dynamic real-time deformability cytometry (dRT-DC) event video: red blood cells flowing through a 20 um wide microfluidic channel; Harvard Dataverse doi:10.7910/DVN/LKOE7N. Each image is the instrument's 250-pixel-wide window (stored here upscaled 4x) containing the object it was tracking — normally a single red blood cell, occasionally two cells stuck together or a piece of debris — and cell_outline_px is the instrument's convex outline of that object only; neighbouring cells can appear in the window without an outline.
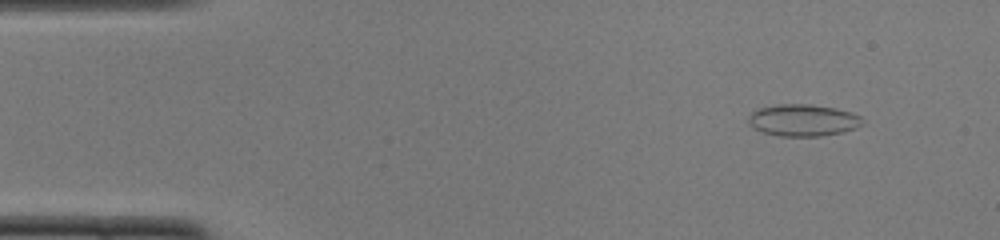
{"species": "common noctule bat (a hibernating species)", "species_latin": "Nyctalus noctula", "temperature_condition": "cold", "stored_images_in_passage": 50, "camera_frame_rate_fps": 3000, "um_per_image_px": 0.085, "animal": {"sex": "female", "body_mass_g": 22.0, "forearm_length_mm": 56.7}, "frame": {"image": 1, "passage_image": 5, "time_ms": 1.333, "image_size_px": [1000, 240], "cell_outline_px": [[856, 116], [848, 128], [836, 132], [812, 136], [792, 136], [768, 132], [760, 128], [752, 116], [756, 112], [764, 108], [828, 108], [844, 112]], "centroid_in_image_um": [68.22, 10.28], "position_along_channel_um": 16.8, "area_um2": 16.82}}
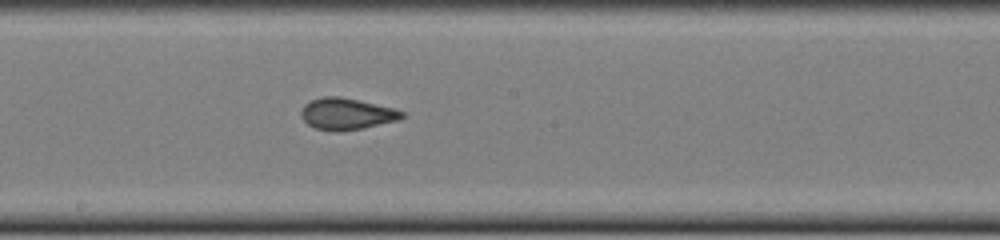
{"frame": {"image": 2, "passage_image": 27, "time_ms": 8.667, "image_size_px": [1000, 240], "cell_outline_px": [[404, 116], [392, 120], [360, 128], [316, 128], [308, 124], [304, 120], [304, 108], [312, 100], [356, 100], [404, 112]], "centroid_in_image_um": [29.5, 9.7], "position_along_channel_um": 218.7, "area_um2": 15.84}}
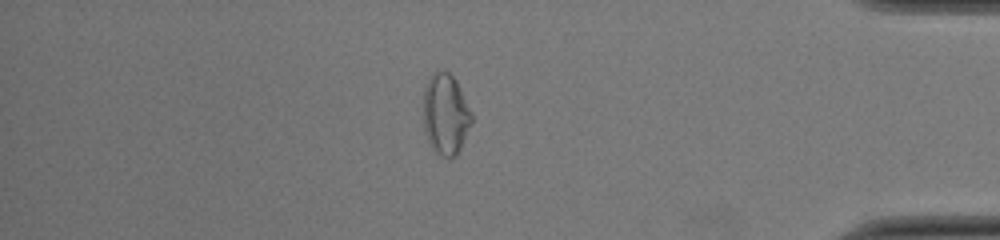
{"frame": {"image": 3, "passage_image": 43, "time_ms": 14.0, "image_size_px": [1000, 240], "cell_outline_px": [[472, 120], [456, 152], [452, 156], [436, 144], [432, 140], [428, 128], [428, 88], [432, 80], [436, 76], [444, 72], [448, 72], [452, 76], [472, 116]], "centroid_in_image_um": [38.01, 9.64], "position_along_channel_um": 397.2, "area_um2": 18.44}, "authors_computed_cell_mechanics": {"area_um2": 16.8776, "velocity_mm_per_s": 3.9906, "shape_relaxation_time_tau1_ms": null, "shape_relaxation_time_tau2_ms": 1.1016, "deformation_change_tau1": null, "deformation_change_tau2": 0.0654}}